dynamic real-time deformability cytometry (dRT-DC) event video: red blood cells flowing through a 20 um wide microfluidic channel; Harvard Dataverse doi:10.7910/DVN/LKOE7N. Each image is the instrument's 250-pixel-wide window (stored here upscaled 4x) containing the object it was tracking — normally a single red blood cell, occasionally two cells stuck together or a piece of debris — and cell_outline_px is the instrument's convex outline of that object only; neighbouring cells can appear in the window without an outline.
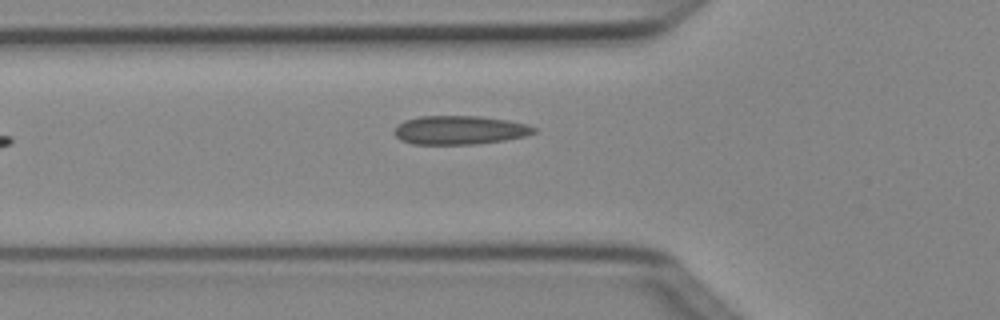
{"species": "Egyptian fruit bat (a non-hibernating species)", "species_latin": "Rousettus aegyptiacus", "temperature_condition": "cold", "stored_images_in_passage": 6, "camera_frame_rate_fps": 3000, "um_per_image_px": 0.085, "animal": {"sex": "female"}, "frame": {"image": 1, "passage_image": 6, "time_ms": 1.667, "image_size_px": [1000, 320], "cell_outline_px": [[536, 132], [524, 136], [504, 140], [476, 144], [412, 144], [400, 140], [392, 132], [396, 124], [404, 120], [420, 116], [480, 116], [508, 120], [528, 124], [536, 128]], "centroid_in_image_um": [39.03, 11.05], "position_along_channel_um": 86.8, "area_um2": 23.58}}